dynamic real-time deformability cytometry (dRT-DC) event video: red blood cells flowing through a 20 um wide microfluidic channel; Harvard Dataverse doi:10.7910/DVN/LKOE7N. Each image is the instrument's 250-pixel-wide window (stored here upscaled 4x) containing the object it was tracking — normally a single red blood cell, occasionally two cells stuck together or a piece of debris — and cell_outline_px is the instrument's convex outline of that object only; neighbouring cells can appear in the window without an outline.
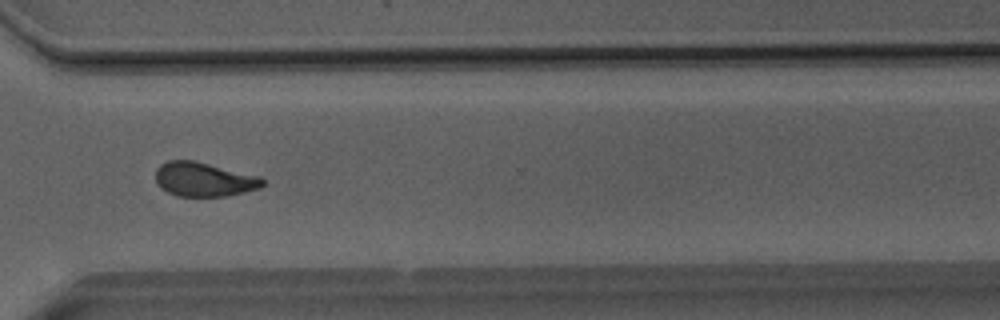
{"species": "Egyptian fruit bat (a non-hibernating species)", "species_latin": "Rousettus aegyptiacus", "temperature_condition": "room temperature", "stored_images_in_passage": 45, "camera_frame_rate_fps": 3000, "um_per_image_px": 0.085, "animal": {"sex": "male"}, "frame": {"image": 1, "passage_image": 32, "time_ms": 10.333, "image_size_px": [1000, 320], "cell_outline_px": [[264, 184], [260, 188], [228, 196], [176, 196], [160, 188], [156, 180], [156, 168], [160, 164], [168, 160], [196, 160], [260, 176], [264, 180]], "centroid_in_image_um": [17.33, 15.24], "position_along_channel_um": 353.3, "area_um2": 21.56}}
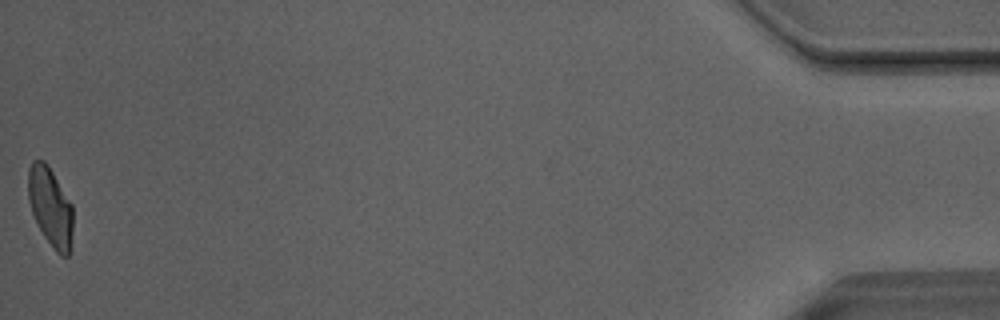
{"frame": {"image": 2, "passage_image": 45, "time_ms": 14.667, "image_size_px": [1000, 320], "cell_outline_px": [[72, 248], [68, 256], [60, 256], [56, 252], [44, 236], [32, 212], [28, 200], [28, 168], [32, 160], [44, 160], [48, 164], [72, 204]], "centroid_in_image_um": [4.29, 17.58], "position_along_channel_um": 430.9, "area_um2": 20.75}, "authors_computed_cell_mechanics": {"area_um2": 21.675, "velocity_mm_per_s": 4.0474, "shape_relaxation_time_tau1_ms": 6.7404, "shape_relaxation_time_tau2_ms": 1.7755, "deformation_change_tau1": 0.1814, "deformation_change_tau2": 0.0761}}